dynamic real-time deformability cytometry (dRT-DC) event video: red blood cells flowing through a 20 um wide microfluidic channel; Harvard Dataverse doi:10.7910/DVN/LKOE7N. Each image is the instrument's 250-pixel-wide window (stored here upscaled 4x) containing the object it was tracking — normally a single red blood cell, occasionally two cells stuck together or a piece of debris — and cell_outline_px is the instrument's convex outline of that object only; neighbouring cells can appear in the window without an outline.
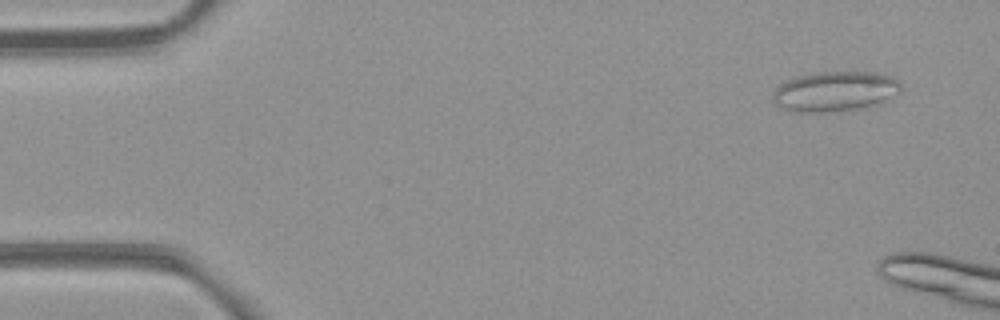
{"species": "common noctule bat (a hibernating species)", "species_latin": "Nyctalus noctula", "temperature_condition": "room temperature", "stored_images_in_passage": 9, "camera_frame_rate_fps": 3000, "um_per_image_px": 0.085, "animal": {"sex": "female", "body_mass_g": 21.9}, "frame": {"image": 1, "passage_image": 4, "time_ms": 1.0, "image_size_px": [1000, 320], "cell_outline_px": [[900, 92], [884, 104], [868, 108], [824, 112], [800, 112], [780, 108], [772, 100], [772, 92], [780, 84], [788, 80], [800, 76], [816, 72], [876, 72], [892, 76], [900, 84]], "centroid_in_image_um": [71.02, 7.79], "position_along_channel_um": 14.0, "area_um2": 30.35}}